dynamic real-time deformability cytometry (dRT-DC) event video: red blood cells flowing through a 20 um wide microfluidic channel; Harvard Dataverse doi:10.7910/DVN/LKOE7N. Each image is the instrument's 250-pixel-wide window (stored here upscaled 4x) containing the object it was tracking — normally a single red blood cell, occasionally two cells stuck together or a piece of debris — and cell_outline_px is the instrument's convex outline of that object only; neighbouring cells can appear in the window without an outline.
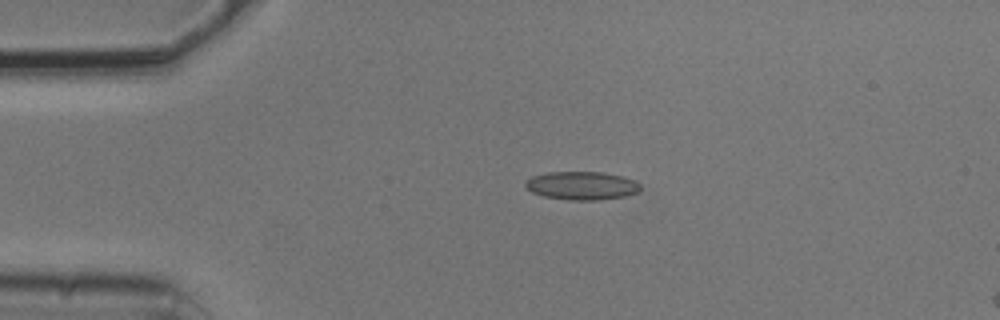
{"species": "common noctule bat (a hibernating species)", "species_latin": "Nyctalus noctula", "temperature_condition": "cold", "stored_images_in_passage": 5, "camera_frame_rate_fps": 3000, "um_per_image_px": 0.085, "animal": {"sex": "male", "body_mass_g": 20.5, "forearm_length_mm": 52.5}, "frame": {"image": 1, "passage_image": 3, "time_ms": 0.667, "image_size_px": [1000, 320], "cell_outline_px": [[640, 188], [636, 192], [624, 196], [600, 200], [568, 200], [544, 196], [532, 192], [524, 184], [532, 176], [548, 172], [604, 172], [636, 180], [640, 184]], "centroid_in_image_um": [49.46, 15.78], "position_along_channel_um": 35.5, "area_um2": 18.84}}